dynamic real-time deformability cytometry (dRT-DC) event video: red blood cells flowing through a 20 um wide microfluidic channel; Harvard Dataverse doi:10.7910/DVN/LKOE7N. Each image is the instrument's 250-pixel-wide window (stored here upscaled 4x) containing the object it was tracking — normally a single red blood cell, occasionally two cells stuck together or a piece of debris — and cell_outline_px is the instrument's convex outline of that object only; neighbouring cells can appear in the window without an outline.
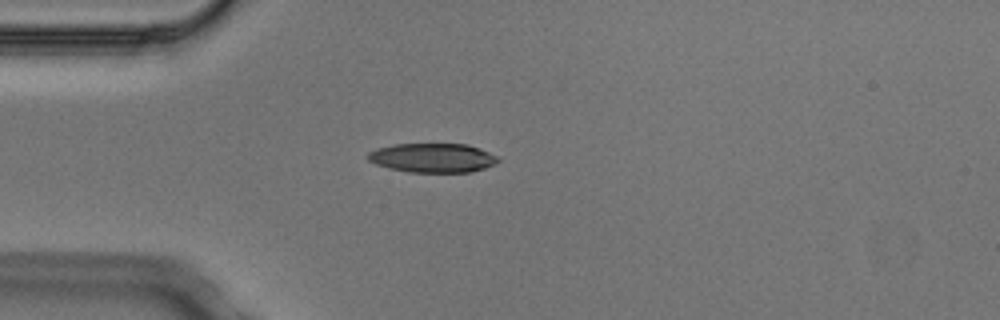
{"species": "Egyptian fruit bat (a non-hibernating species)", "species_latin": "Rousettus aegyptiacus", "temperature_condition": "cold", "stored_images_in_passage": 4, "camera_frame_rate_fps": 3000, "um_per_image_px": 0.085, "animal": {"sex": "male"}, "frame": {"image": 1, "passage_image": 3, "time_ms": 0.667, "image_size_px": [1000, 320], "cell_outline_px": [[500, 160], [484, 168], [468, 172], [408, 172], [388, 168], [376, 164], [368, 160], [364, 156], [368, 152], [376, 148], [396, 144], [468, 144], [488, 152], [496, 156]], "centroid_in_image_um": [36.7, 13.41], "position_along_channel_um": 48.3, "area_um2": 22.08}}